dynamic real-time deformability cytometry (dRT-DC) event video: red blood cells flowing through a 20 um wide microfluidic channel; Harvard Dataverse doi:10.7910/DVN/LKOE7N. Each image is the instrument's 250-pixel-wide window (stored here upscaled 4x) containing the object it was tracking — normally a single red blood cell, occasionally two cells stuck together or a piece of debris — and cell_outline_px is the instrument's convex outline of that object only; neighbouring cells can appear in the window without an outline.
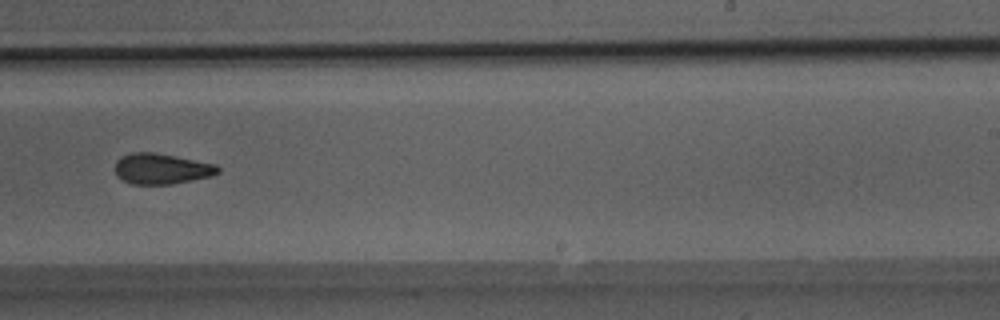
{"species": "Egyptian fruit bat (a non-hibernating species)", "species_latin": "Rousettus aegyptiacus", "temperature_condition": "room temperature", "stored_images_in_passage": 50, "camera_frame_rate_fps": 3000, "um_per_image_px": 0.085, "animal": {"sex": "male"}, "frame": {"image": 1, "passage_image": 32, "time_ms": 10.333, "image_size_px": [1000, 320], "cell_outline_px": [[220, 172], [212, 176], [172, 184], [132, 184], [116, 176], [116, 160], [120, 156], [132, 152], [156, 152], [216, 164], [220, 168]], "centroid_in_image_um": [13.74, 14.33], "position_along_channel_um": 275.3, "area_um2": 18.5}}
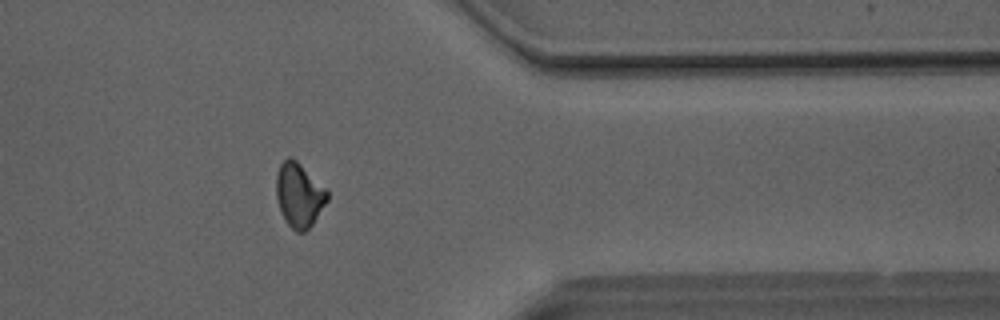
{"frame": {"image": 2, "passage_image": 41, "time_ms": 13.333, "image_size_px": [1000, 320], "cell_outline_px": [[328, 200], [312, 224], [304, 232], [296, 232], [288, 224], [280, 208], [276, 196], [276, 176], [280, 164], [288, 156], [292, 156], [328, 192]], "centroid_in_image_um": [25.41, 16.57], "position_along_channel_um": 386.0, "area_um2": 18.67}}
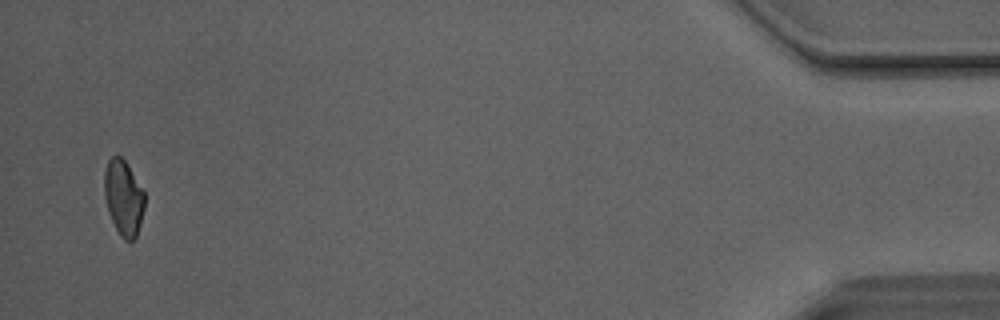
{"frame": {"image": 3, "passage_image": 49, "time_ms": 16.0, "image_size_px": [1000, 320], "cell_outline_px": [[144, 208], [140, 224], [136, 236], [132, 240], [124, 240], [120, 236], [108, 212], [104, 196], [104, 172], [108, 160], [112, 156], [120, 156], [128, 164], [144, 192]], "centroid_in_image_um": [10.49, 16.79], "position_along_channel_um": 424.7, "area_um2": 17.63}, "authors_computed_cell_mechanics": {"area_um2": 19.1029, "velocity_mm_per_s": 4.1471, "shape_relaxation_time_tau1_ms": null, "shape_relaxation_time_tau2_ms": 3.1918, "deformation_change_tau1": null, "deformation_change_tau2": 0.1004}}